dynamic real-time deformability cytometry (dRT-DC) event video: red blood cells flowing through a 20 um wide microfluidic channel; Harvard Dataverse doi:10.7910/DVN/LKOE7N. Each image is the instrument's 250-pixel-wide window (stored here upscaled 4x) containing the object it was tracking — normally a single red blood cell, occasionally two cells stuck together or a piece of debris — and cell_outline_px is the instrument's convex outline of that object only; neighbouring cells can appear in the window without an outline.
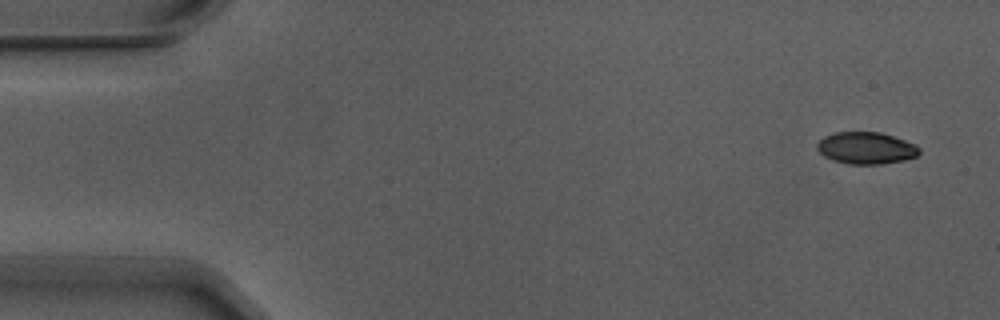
{"species": "Egyptian fruit bat (a non-hibernating species)", "species_latin": "Rousettus aegyptiacus", "temperature_condition": "warm", "stored_images_in_passage": 4, "camera_frame_rate_fps": 3000, "um_per_image_px": 0.085, "animal": {"sex": "male"}, "frame": {"image": 1, "passage_image": 1, "time_ms": 0.0, "image_size_px": [1000, 320], "cell_outline_px": [[920, 152], [916, 156], [904, 160], [880, 164], [848, 164], [832, 160], [824, 156], [816, 148], [816, 144], [824, 136], [836, 132], [880, 132], [916, 144], [920, 148]], "centroid_in_image_um": [73.61, 12.58], "position_along_channel_um": 11.4, "area_um2": 19.02}}